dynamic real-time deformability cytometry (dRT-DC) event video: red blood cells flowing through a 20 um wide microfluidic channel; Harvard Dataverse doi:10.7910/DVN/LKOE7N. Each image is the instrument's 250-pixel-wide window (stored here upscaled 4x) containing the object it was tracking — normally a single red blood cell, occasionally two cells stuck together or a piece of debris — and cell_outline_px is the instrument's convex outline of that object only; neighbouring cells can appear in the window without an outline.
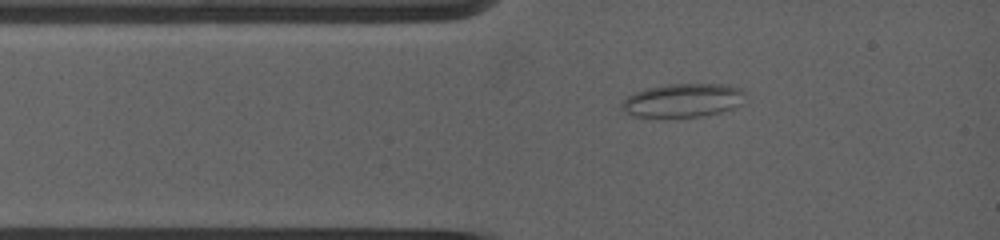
{"species": "common noctule bat (a hibernating species)", "species_latin": "Nyctalus noctula", "temperature_condition": "warm", "stored_images_in_passage": 8, "camera_frame_rate_fps": 5000, "um_per_image_px": 0.085, "animal": {"sex": "female", "body_mass_g": 19.0, "forearm_length_mm": 53.3}, "frame": {"image": 1, "passage_image": 5, "time_ms": 1.4, "image_size_px": [1000, 240], "cell_outline_px": [[740, 92], [728, 108], [696, 116], [640, 116], [632, 112], [624, 104], [624, 100], [628, 96], [636, 92], [648, 88], [676, 84], [728, 84], [740, 88]], "centroid_in_image_um": [57.96, 8.48], "position_along_channel_um": 27.0, "area_um2": 21.85}}
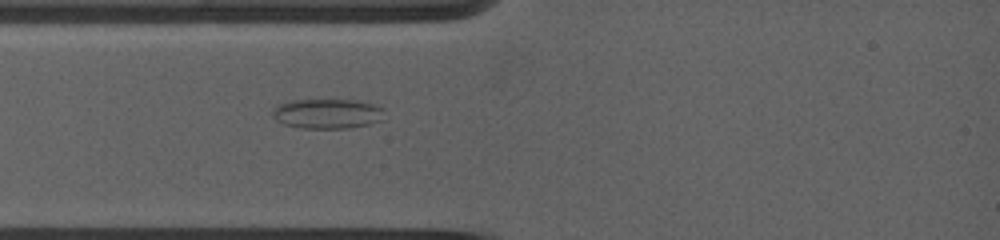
{"frame": {"image": 2, "passage_image": 8, "time_ms": 2.4, "image_size_px": [1000, 240], "cell_outline_px": [[384, 108], [364, 124], [344, 128], [300, 128], [284, 124], [272, 112], [272, 108], [276, 104], [296, 100], [348, 100], [372, 104]], "centroid_in_image_um": [27.62, 9.64], "position_along_channel_um": 57.4, "area_um2": 18.21}}